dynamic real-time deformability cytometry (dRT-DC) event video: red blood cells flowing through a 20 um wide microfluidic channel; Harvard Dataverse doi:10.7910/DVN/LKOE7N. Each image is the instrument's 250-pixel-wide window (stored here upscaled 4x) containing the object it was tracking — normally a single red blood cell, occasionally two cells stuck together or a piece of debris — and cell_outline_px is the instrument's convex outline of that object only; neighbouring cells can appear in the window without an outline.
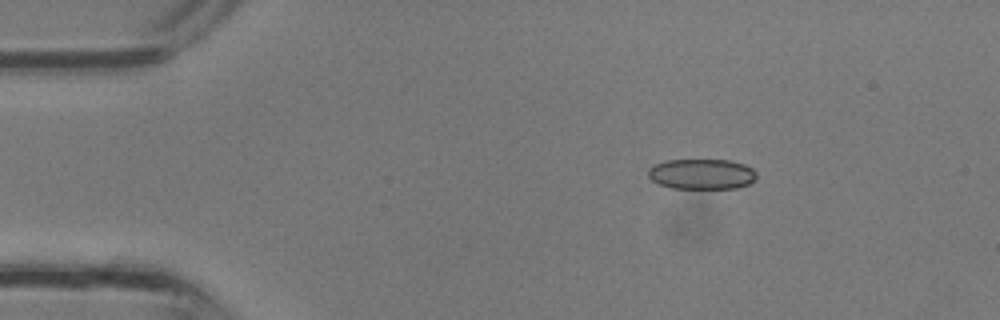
{"species": "common noctule bat (a hibernating species)", "species_latin": "Nyctalus noctula", "temperature_condition": "room temperature", "stored_images_in_passage": 30, "camera_frame_rate_fps": 3000, "um_per_image_px": 0.085, "animal": {"sex": "male", "body_mass_g": 13.3}, "frame": {"image": 1, "passage_image": 1, "time_ms": 0.0, "image_size_px": [1000, 320], "cell_outline_px": [[756, 180], [748, 184], [736, 188], [672, 188], [660, 184], [652, 180], [648, 176], [648, 168], [652, 164], [664, 160], [728, 160], [744, 164], [752, 168], [756, 172]], "centroid_in_image_um": [59.63, 14.78], "position_along_channel_um": 25.4, "area_um2": 19.31}}
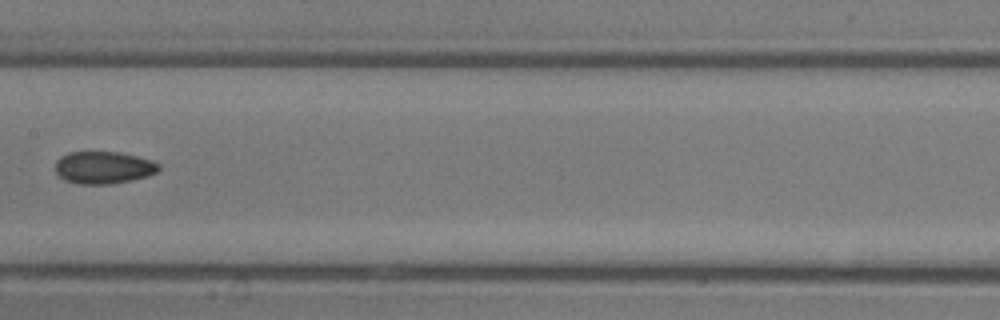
{"frame": {"image": 2, "passage_image": 13, "time_ms": 4.0, "image_size_px": [1000, 320], "cell_outline_px": [[160, 168], [156, 172], [148, 176], [132, 180], [108, 184], [76, 184], [64, 180], [56, 172], [56, 160], [60, 156], [68, 152], [120, 152], [152, 160], [160, 164]], "centroid_in_image_um": [8.79, 14.24], "position_along_channel_um": 198.6, "area_um2": 19.59}}
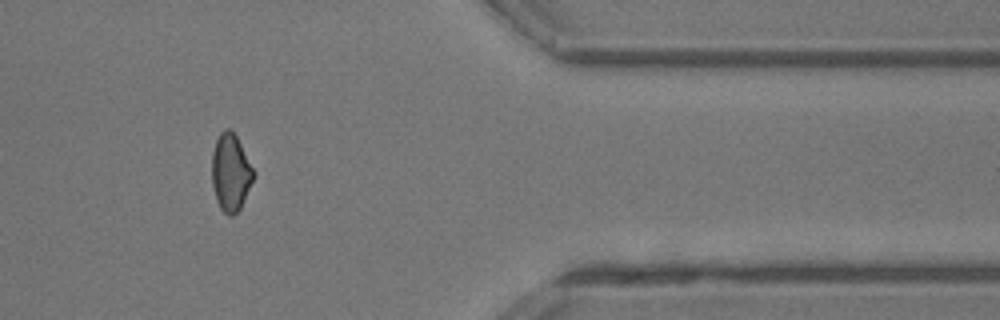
{"frame": {"image": 3, "passage_image": 24, "time_ms": 7.667, "image_size_px": [1000, 320], "cell_outline_px": [[256, 176], [240, 208], [232, 216], [228, 216], [220, 208], [216, 200], [212, 184], [212, 152], [216, 140], [220, 132], [224, 128], [228, 128], [236, 136], [256, 172]], "centroid_in_image_um": [19.62, 14.66], "position_along_channel_um": 391.8, "area_um2": 18.9}}